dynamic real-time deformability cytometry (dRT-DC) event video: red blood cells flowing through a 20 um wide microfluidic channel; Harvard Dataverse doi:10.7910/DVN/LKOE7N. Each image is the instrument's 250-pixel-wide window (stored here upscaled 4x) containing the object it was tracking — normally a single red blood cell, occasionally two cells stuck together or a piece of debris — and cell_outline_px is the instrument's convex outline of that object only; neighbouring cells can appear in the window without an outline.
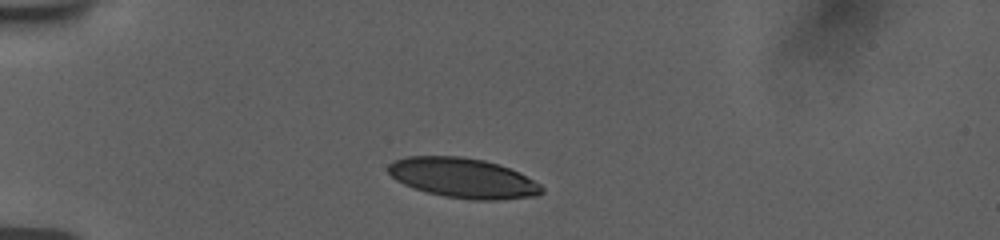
{"species": "human", "species_latin": "Homo sapiens", "temperature_condition": "room temperature", "stored_images_in_passage": 41, "camera_frame_rate_fps": 3000, "um_per_image_px": 0.085, "donor": {"sex": "female"}, "frame": {"image": 1, "passage_image": 1, "time_ms": 0.0, "image_size_px": [1000, 240], "cell_outline_px": [[544, 192], [536, 196], [496, 200], [472, 200], [444, 196], [412, 188], [396, 180], [388, 172], [388, 164], [392, 160], [408, 156], [460, 156], [484, 160], [520, 172], [540, 184], [544, 188]], "centroid_in_image_um": [39.35, 15.13], "position_along_channel_um": 45.6, "area_um2": 35.78}}
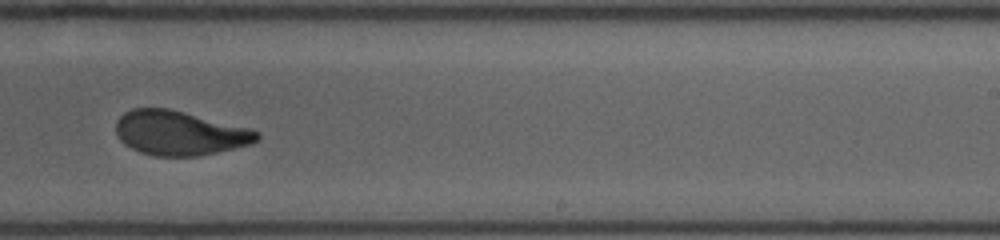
{"frame": {"image": 2, "passage_image": 22, "time_ms": 7.0, "image_size_px": [1000, 240], "cell_outline_px": [[260, 136], [252, 144], [216, 152], [196, 156], [152, 156], [140, 152], [124, 144], [116, 136], [116, 120], [124, 112], [132, 108], [168, 108], [248, 128], [260, 132]], "centroid_in_image_um": [15.21, 11.31], "position_along_channel_um": 273.8, "area_um2": 36.36}}
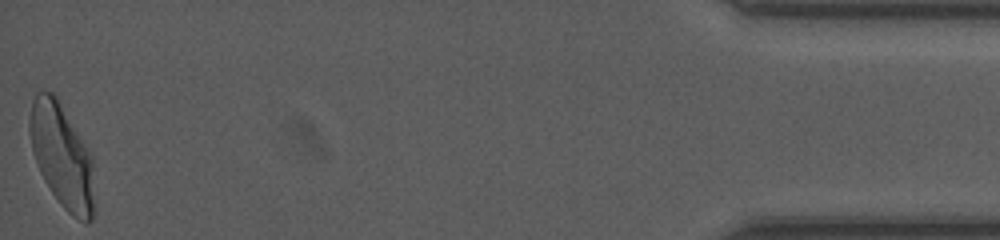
{"frame": {"image": 3, "passage_image": 41, "time_ms": 13.333, "image_size_px": [1000, 240], "cell_outline_px": [[92, 220], [88, 224], [84, 224], [72, 216], [60, 204], [44, 180], [40, 172], [32, 148], [28, 128], [28, 120], [32, 100], [36, 92], [52, 92], [56, 96], [92, 156]], "centroid_in_image_um": [5.23, 13.25], "position_along_channel_um": 430.0, "area_um2": 38.61}, "authors_computed_cell_mechanics": {"area_um2": 37.2232, "velocity_mm_per_s": 3.7666, "shape_relaxation_time_tau1_ms": 4.6445, "shape_relaxation_time_tau2_ms": 1.2235, "deformation_change_tau1": 0.177, "deformation_change_tau2": 0.075}}